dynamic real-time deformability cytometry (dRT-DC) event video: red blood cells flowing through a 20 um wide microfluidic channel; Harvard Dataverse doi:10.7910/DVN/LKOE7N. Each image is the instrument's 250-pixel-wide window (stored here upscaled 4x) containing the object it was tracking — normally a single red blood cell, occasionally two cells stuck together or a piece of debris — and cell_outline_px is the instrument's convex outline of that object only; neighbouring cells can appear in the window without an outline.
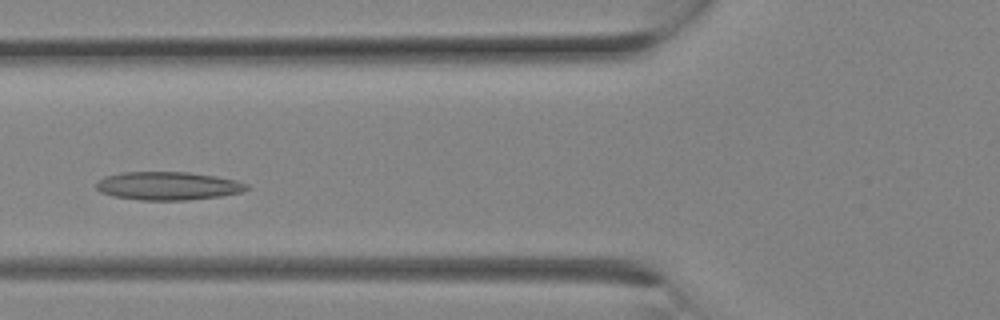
{"species": "Egyptian fruit bat (a non-hibernating species)", "species_latin": "Rousettus aegyptiacus", "temperature_condition": "room temperature", "stored_images_in_passage": 9, "camera_frame_rate_fps": 3000, "um_per_image_px": 0.085, "animal": {"sex": "female"}, "frame": {"image": 1, "passage_image": 8, "time_ms": 2.333, "image_size_px": [1000, 320], "cell_outline_px": [[248, 188], [240, 192], [220, 196], [188, 200], [140, 200], [112, 196], [100, 192], [96, 188], [96, 180], [104, 176], [120, 172], [188, 172], [216, 176], [236, 180], [248, 184]], "centroid_in_image_um": [14.22, 15.79], "position_along_channel_um": 111.6, "area_um2": 24.91}}